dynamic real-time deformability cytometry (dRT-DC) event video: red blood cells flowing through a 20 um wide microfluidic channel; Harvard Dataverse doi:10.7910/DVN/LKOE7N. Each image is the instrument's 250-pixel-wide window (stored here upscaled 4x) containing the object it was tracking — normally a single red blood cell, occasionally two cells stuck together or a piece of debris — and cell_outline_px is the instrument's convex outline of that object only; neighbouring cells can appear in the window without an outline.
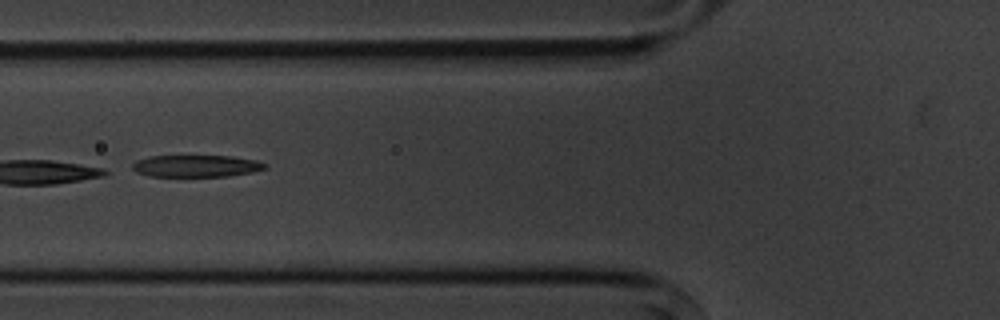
{"species": "common noctule bat (a hibernating species)", "species_latin": "Nyctalus noctula", "temperature_condition": "cold", "stored_images_in_passage": 3, "camera_frame_rate_fps": 3000, "um_per_image_px": 0.085, "animal": {"sex": "male", "body_mass_g": 20.1, "forearm_length_mm": 53.5}, "frame": {"image": 1, "passage_image": 2, "time_ms": 1.333, "image_size_px": [1000, 320], "cell_outline_px": [[268, 168], [252, 172], [228, 176], [148, 176], [136, 172], [132, 168], [132, 164], [136, 160], [152, 156], [232, 156], [256, 160], [268, 164]], "centroid_in_image_um": [16.7, 14.11], "position_along_channel_um": 109.1, "area_um2": 16.99}}